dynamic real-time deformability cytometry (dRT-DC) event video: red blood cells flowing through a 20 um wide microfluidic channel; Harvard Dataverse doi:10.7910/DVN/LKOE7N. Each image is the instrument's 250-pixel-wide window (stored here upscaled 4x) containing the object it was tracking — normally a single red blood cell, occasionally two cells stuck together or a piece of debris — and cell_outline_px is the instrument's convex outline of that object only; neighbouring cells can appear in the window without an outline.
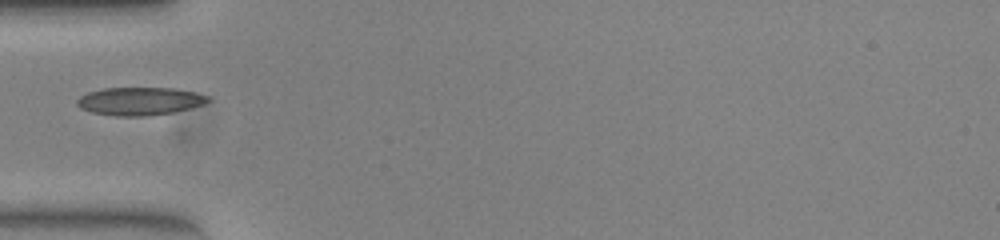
{"species": "common noctule bat (a hibernating species)", "species_latin": "Nyctalus noctula", "temperature_condition": "warm", "stored_images_in_passage": 36, "camera_frame_rate_fps": 3000, "um_per_image_px": 0.085, "animal": {"sex": "female", "body_mass_g": 23.0, "forearm_length_mm": 53.4}, "frame": {"image": 1, "passage_image": 1, "time_ms": 0.0, "image_size_px": [1000, 240], "cell_outline_px": [[212, 100], [204, 104], [172, 112], [148, 116], [116, 116], [92, 112], [80, 108], [76, 104], [76, 100], [80, 96], [88, 92], [104, 88], [172, 88], [192, 92], [208, 96]], "centroid_in_image_um": [11.84, 8.6], "position_along_channel_um": 73.2, "area_um2": 21.21}}
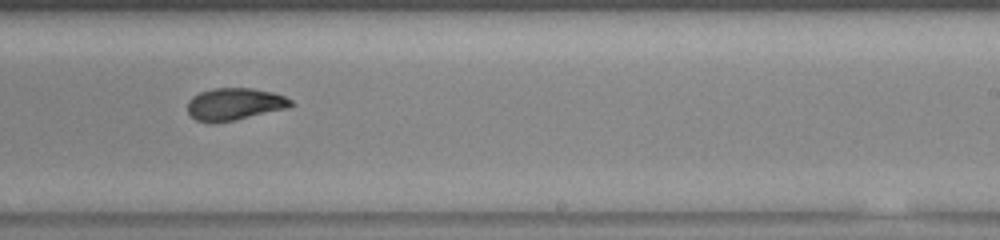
{"frame": {"image": 2, "passage_image": 16, "time_ms": 5.0, "image_size_px": [1000, 240], "cell_outline_px": [[292, 104], [288, 108], [236, 120], [212, 124], [196, 120], [188, 112], [188, 100], [192, 96], [200, 92], [212, 88], [252, 88], [272, 92], [284, 96], [292, 100]], "centroid_in_image_um": [19.91, 8.86], "position_along_channel_um": 269.1, "area_um2": 19.54}}
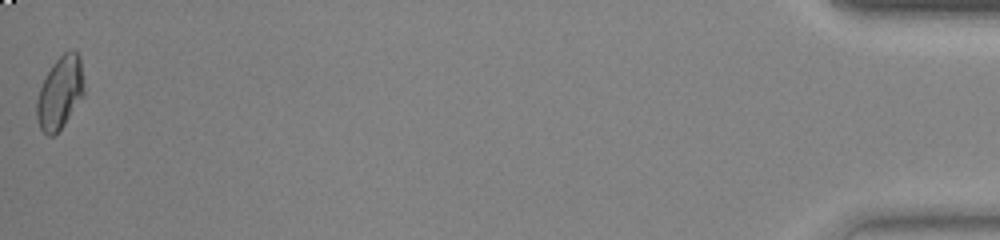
{"frame": {"image": 3, "passage_image": 36, "time_ms": 11.667, "image_size_px": [1000, 240], "cell_outline_px": [[84, 96], [64, 124], [52, 136], [48, 136], [40, 128], [36, 116], [36, 100], [40, 88], [52, 64], [64, 52], [72, 48], [80, 56], [84, 84]], "centroid_in_image_um": [5.11, 7.86], "position_along_channel_um": 430.1, "area_um2": 20.0}}